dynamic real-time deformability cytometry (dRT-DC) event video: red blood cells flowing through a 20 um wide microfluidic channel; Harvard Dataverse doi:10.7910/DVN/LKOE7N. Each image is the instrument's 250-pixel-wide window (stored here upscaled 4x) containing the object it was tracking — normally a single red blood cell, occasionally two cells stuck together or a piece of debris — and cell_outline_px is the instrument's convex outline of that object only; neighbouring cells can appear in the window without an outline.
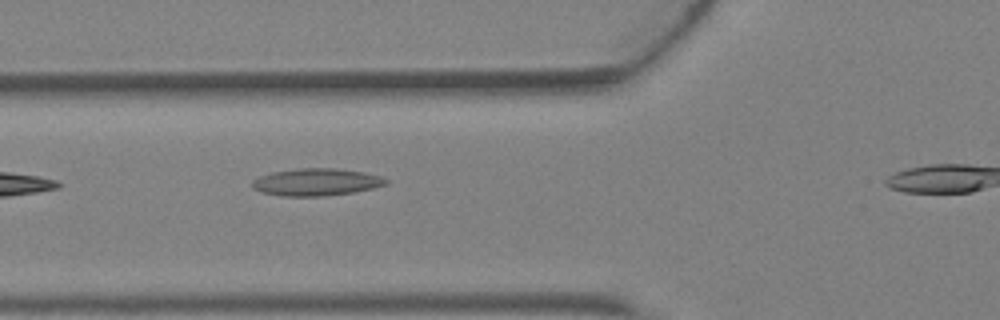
{"species": "Egyptian fruit bat (a non-hibernating species)", "species_latin": "Rousettus aegyptiacus", "temperature_condition": "warm", "stored_images_in_passage": 7, "camera_frame_rate_fps": 3000, "um_per_image_px": 0.085, "animal": {"sex": "female"}, "frame": {"image": 1, "passage_image": 6, "time_ms": 1.667, "image_size_px": [1000, 320], "cell_outline_px": [[388, 184], [372, 188], [352, 192], [324, 196], [280, 196], [260, 192], [252, 188], [252, 180], [260, 176], [272, 172], [296, 168], [336, 168], [364, 172], [380, 176], [388, 180]], "centroid_in_image_um": [26.85, 15.47], "position_along_channel_um": 98.9, "area_um2": 21.33}}